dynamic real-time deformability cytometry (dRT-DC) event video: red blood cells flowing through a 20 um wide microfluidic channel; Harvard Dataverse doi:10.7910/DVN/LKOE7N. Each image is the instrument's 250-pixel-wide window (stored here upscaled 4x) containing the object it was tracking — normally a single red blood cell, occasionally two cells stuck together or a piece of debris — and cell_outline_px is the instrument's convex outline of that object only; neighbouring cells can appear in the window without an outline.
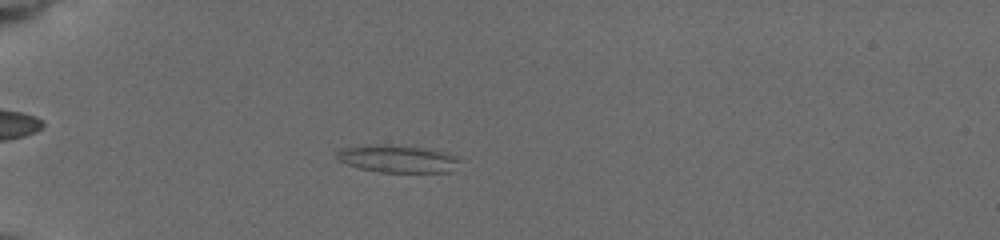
{"species": "common noctule bat (a hibernating species)", "species_latin": "Nyctalus noctula", "temperature_condition": "cold", "stored_images_in_passage": 57, "camera_frame_rate_fps": 3000, "um_per_image_px": 0.085, "animal": {"sex": "female", "body_mass_g": 19.5, "forearm_length_mm": 54.1}, "frame": {"image": 1, "passage_image": 18, "time_ms": 5.667, "image_size_px": [1000, 240], "cell_outline_px": [[460, 160], [452, 172], [376, 172], [360, 168], [336, 160], [336, 152], [340, 148], [416, 148], [440, 152], [452, 156]], "centroid_in_image_um": [33.79, 13.59], "position_along_channel_um": 51.2, "area_um2": 18.03}}
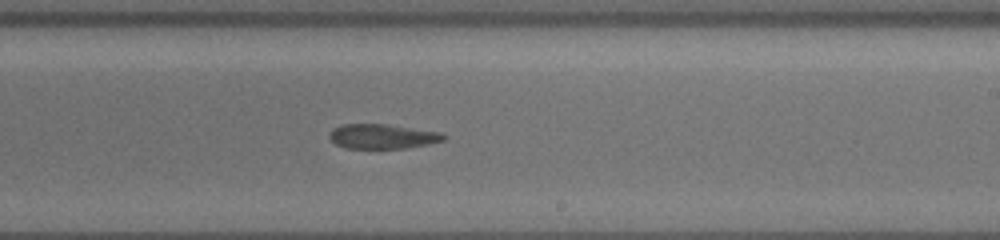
{"frame": {"image": 2, "passage_image": 37, "time_ms": 12.0, "image_size_px": [1000, 240], "cell_outline_px": [[444, 140], [428, 144], [408, 148], [348, 148], [336, 144], [328, 136], [332, 128], [344, 124], [384, 124], [440, 132], [444, 136]], "centroid_in_image_um": [32.47, 11.59], "position_along_channel_um": 256.5, "area_um2": 16.18}}
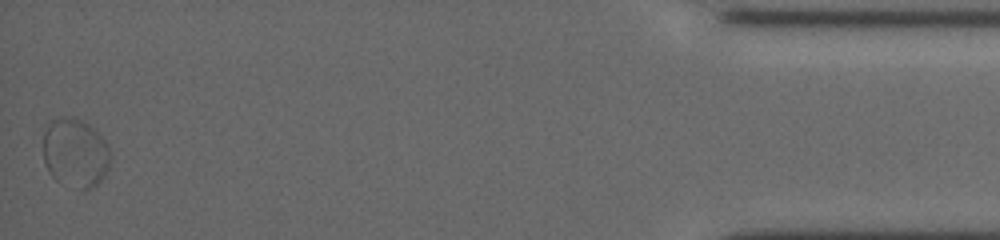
{"frame": {"image": 3, "passage_image": 57, "time_ms": 18.667, "image_size_px": [1000, 240], "cell_outline_px": [[108, 168], [104, 176], [96, 184], [84, 192], [56, 180], [48, 172], [44, 160], [44, 132], [48, 124], [52, 120], [68, 116], [72, 116], [88, 124], [104, 140], [108, 148]], "centroid_in_image_um": [6.37, 13.02], "position_along_channel_um": 428.8, "area_um2": 26.76}, "authors_computed_cell_mechanics": {"area_um2": 18.0336, "velocity_mm_per_s": 3.6999, "shape_relaxation_time_tau1_ms": null, "shape_relaxation_time_tau2_ms": 4.0491, "deformation_change_tau1": null, "deformation_change_tau2": 0.0922}}